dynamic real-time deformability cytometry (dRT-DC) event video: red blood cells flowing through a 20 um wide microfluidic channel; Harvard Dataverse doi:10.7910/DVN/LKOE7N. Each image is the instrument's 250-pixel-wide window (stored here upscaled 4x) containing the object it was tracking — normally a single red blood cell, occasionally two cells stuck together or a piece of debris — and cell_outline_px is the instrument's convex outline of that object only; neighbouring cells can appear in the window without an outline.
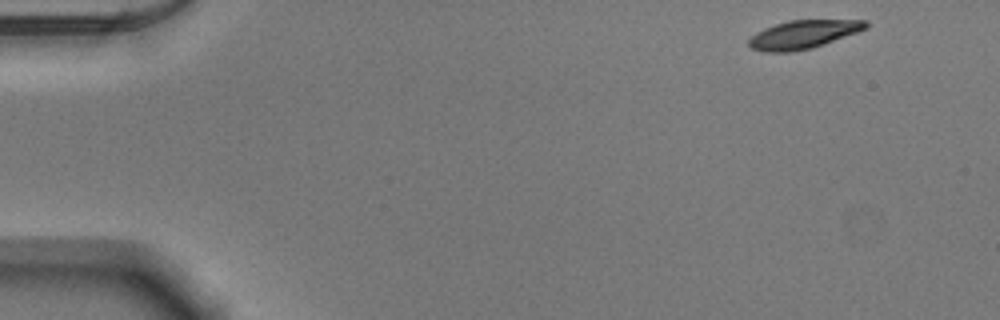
{"species": "Egyptian fruit bat (a non-hibernating species)", "species_latin": "Rousettus aegyptiacus", "temperature_condition": "warm", "stored_images_in_passage": 13, "camera_frame_rate_fps": 3000, "um_per_image_px": 0.085, "animal": {"sex": "male"}, "frame": {"image": 1, "passage_image": 1, "time_ms": 0.0, "image_size_px": [1000, 320], "cell_outline_px": [[868, 28], [812, 48], [792, 52], [764, 52], [752, 48], [748, 44], [748, 40], [756, 32], [764, 28], [788, 20], [868, 20]], "centroid_in_image_um": [68.26, 2.93], "position_along_channel_um": 16.7, "area_um2": 19.25}}
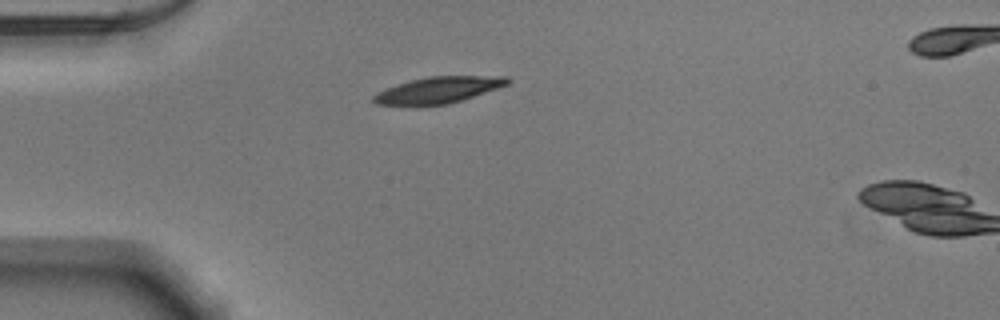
{"frame": {"image": 2, "passage_image": 11, "time_ms": 3.333, "image_size_px": [1000, 320], "cell_outline_px": [[512, 80], [508, 84], [448, 104], [376, 104], [372, 100], [372, 96], [396, 84], [428, 76], [508, 76]], "centroid_in_image_um": [37.29, 7.62], "position_along_channel_um": 47.7, "area_um2": 19.88}}